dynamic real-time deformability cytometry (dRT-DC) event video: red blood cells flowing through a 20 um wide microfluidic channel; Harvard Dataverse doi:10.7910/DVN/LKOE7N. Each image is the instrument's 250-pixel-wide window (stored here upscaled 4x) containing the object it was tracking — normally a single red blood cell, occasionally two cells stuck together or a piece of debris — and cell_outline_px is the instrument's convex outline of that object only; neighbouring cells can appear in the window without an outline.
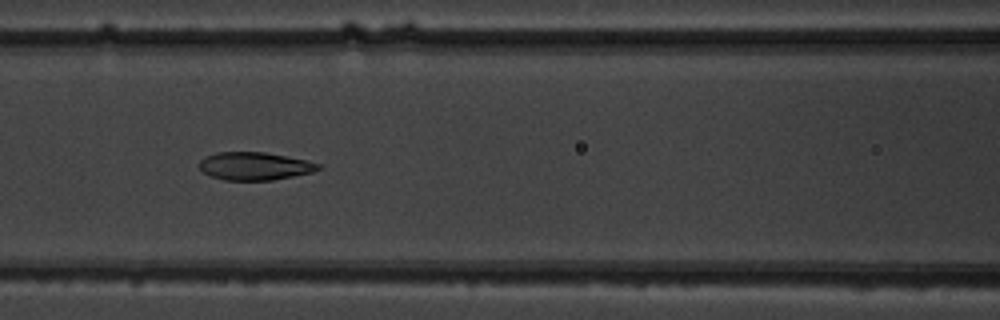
{"species": "common noctule bat (a hibernating species)", "species_latin": "Nyctalus noctula", "temperature_condition": "warm", "stored_images_in_passage": 16, "camera_frame_rate_fps": 3000, "um_per_image_px": 0.085, "animal": {"sex": "male", "body_mass_g": 19.5, "forearm_length_mm": 54.6}, "frame": {"image": 1, "passage_image": 8, "time_ms": 8.0, "image_size_px": [1000, 320], "cell_outline_px": [[324, 168], [312, 172], [272, 180], [224, 180], [212, 176], [204, 172], [200, 168], [200, 160], [204, 156], [216, 152], [264, 152], [304, 160], [320, 164]], "centroid_in_image_um": [21.64, 14.11], "position_along_channel_um": 145.0, "area_um2": 19.19}}
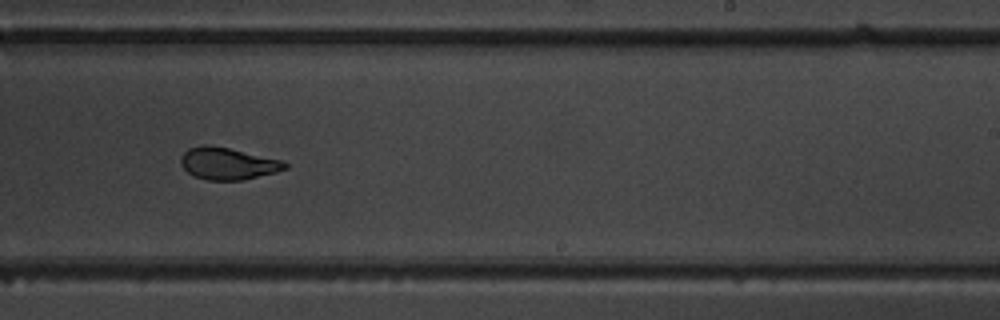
{"frame": {"image": 2, "passage_image": 11, "time_ms": 11.333, "image_size_px": [1000, 320], "cell_outline_px": [[288, 168], [276, 172], [244, 180], [208, 180], [196, 176], [188, 172], [180, 164], [180, 156], [188, 148], [200, 144], [204, 144], [228, 148], [284, 160], [288, 164]], "centroid_in_image_um": [19.37, 13.89], "position_along_channel_um": 269.6, "area_um2": 19.54}}
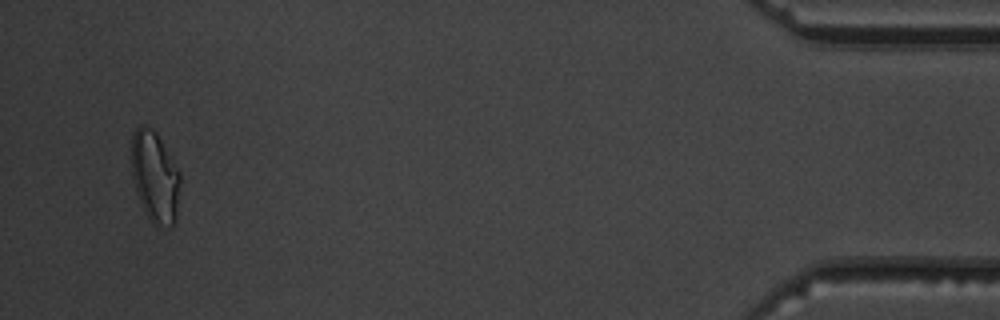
{"frame": {"image": 3, "passage_image": 16, "time_ms": 17.333, "image_size_px": [1000, 320], "cell_outline_px": [[180, 180], [176, 224], [160, 224], [148, 220], [140, 200], [132, 176], [132, 136], [136, 128], [140, 124], [144, 124], [152, 128], [156, 132], [180, 172]], "centroid_in_image_um": [13.18, 14.99], "position_along_channel_um": 422.0, "area_um2": 25.55}, "authors_computed_cell_mechanics": {"area_um2": 20.9236, "velocity_mm_per_s": 3.7628, "shape_relaxation_time_tau1_ms": 5.466, "shape_relaxation_time_tau2_ms": 0.6218, "deformation_change_tau1": 0.1583, "deformation_change_tau2": 0.0387}}